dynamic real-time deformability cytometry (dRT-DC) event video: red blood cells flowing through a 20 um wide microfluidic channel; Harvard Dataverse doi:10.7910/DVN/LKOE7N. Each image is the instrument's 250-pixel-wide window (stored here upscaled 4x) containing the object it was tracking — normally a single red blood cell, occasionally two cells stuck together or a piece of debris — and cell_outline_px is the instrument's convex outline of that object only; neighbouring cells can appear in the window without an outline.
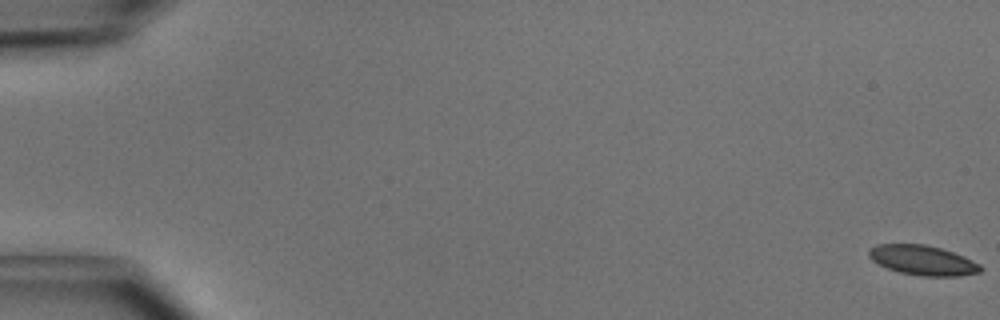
{"species": "common noctule bat (a hibernating species)", "species_latin": "Nyctalus noctula", "temperature_condition": "cold", "stored_images_in_passage": 51, "camera_frame_rate_fps": 3000, "um_per_image_px": 0.085, "animal": {"sex": "male", "body_mass_g": 15.6}, "frame": {"image": 1, "passage_image": 1, "time_ms": 0.0, "image_size_px": [1000, 320], "cell_outline_px": [[984, 268], [980, 272], [960, 276], [920, 276], [900, 272], [888, 268], [872, 260], [868, 256], [868, 248], [876, 244], [924, 244], [940, 248], [964, 256], [980, 264]], "centroid_in_image_um": [78.43, 22.12], "position_along_channel_um": 6.6, "area_um2": 19.42}}
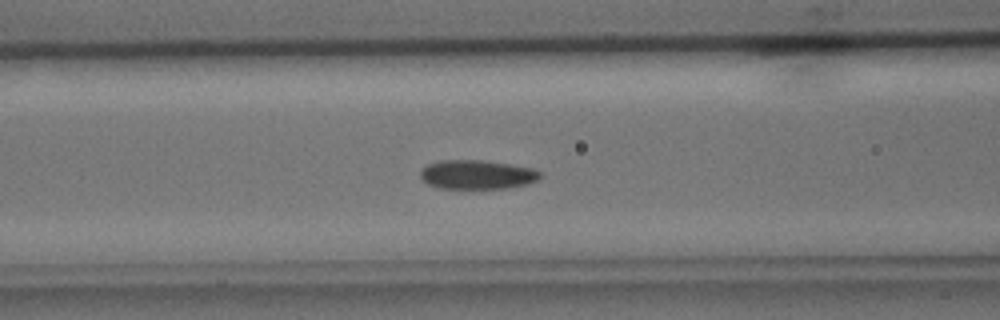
{"frame": {"image": 2, "passage_image": 22, "time_ms": 7.0, "image_size_px": [1000, 320], "cell_outline_px": [[540, 176], [536, 180], [528, 184], [508, 188], [440, 188], [428, 184], [420, 176], [420, 168], [428, 164], [440, 160], [480, 160], [508, 164], [532, 168], [540, 172]], "centroid_in_image_um": [40.52, 14.84], "position_along_channel_um": 126.1, "area_um2": 20.17}}
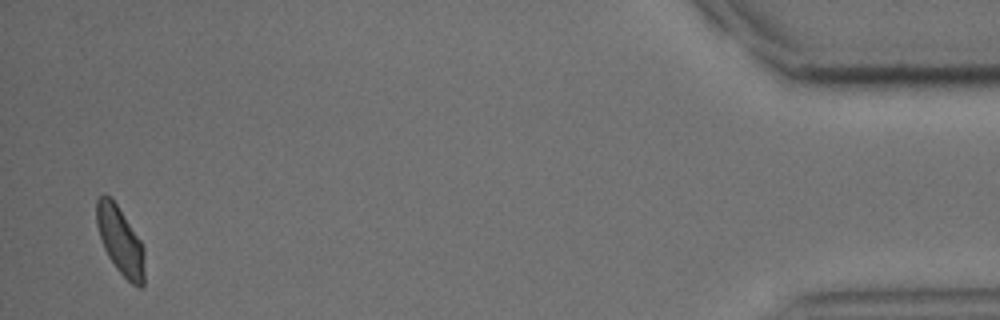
{"frame": {"image": 3, "passage_image": 50, "time_ms": 16.333, "image_size_px": [1000, 320], "cell_outline_px": [[144, 284], [140, 288], [136, 288], [116, 268], [108, 256], [104, 248], [96, 224], [96, 200], [104, 192], [112, 196], [140, 240], [144, 248]], "centroid_in_image_um": [10.22, 20.43], "position_along_channel_um": 425.0, "area_um2": 19.13}, "authors_computed_cell_mechanics": {"area_um2": 19.7676, "velocity_mm_per_s": 4.0346, "shape_relaxation_time_tau1_ms": 5.4338, "shape_relaxation_time_tau2_ms": 2.7546, "deformation_change_tau1": 0.1059, "deformation_change_tau2": 0.0483}}